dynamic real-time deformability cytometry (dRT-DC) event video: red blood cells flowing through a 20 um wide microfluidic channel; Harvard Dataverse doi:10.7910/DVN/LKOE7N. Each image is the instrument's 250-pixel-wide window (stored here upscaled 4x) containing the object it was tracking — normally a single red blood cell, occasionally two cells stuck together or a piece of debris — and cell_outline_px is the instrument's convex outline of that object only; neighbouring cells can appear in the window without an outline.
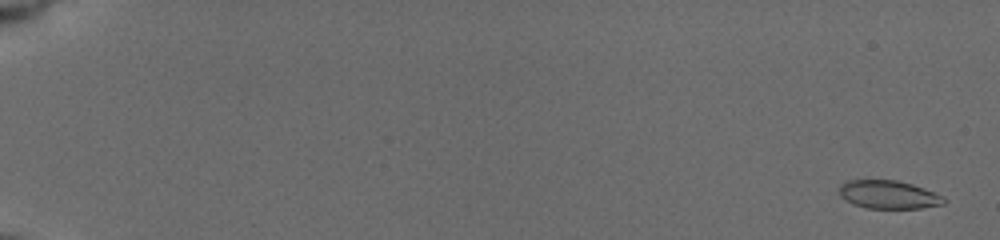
{"species": "common noctule bat (a hibernating species)", "species_latin": "Nyctalus noctula", "temperature_condition": "cold", "stored_images_in_passage": 57, "camera_frame_rate_fps": 3000, "um_per_image_px": 0.085, "animal": {"sex": "female", "body_mass_g": 19.5, "forearm_length_mm": 54.1}, "frame": {"image": 1, "passage_image": 2, "time_ms": 0.333, "image_size_px": [1000, 240], "cell_outline_px": [[948, 200], [944, 204], [920, 208], [868, 208], [852, 204], [840, 196], [840, 184], [844, 180], [896, 180], [912, 184], [924, 188], [944, 196]], "centroid_in_image_um": [75.54, 16.54], "position_along_channel_um": 9.5, "area_um2": 17.34}}
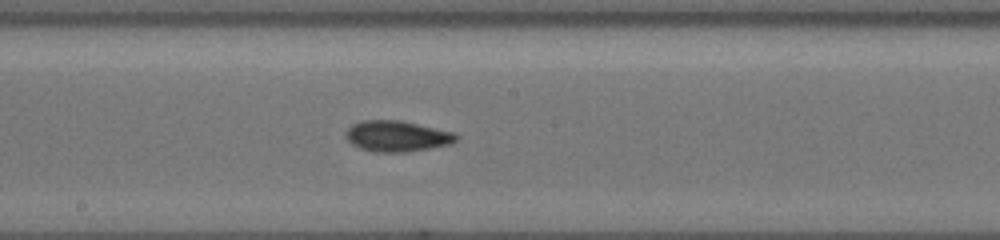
{"frame": {"image": 2, "passage_image": 34, "time_ms": 11.0, "image_size_px": [1000, 240], "cell_outline_px": [[460, 136], [452, 144], [404, 152], [376, 152], [360, 148], [352, 144], [344, 136], [344, 132], [352, 124], [360, 120], [400, 120], [452, 132]], "centroid_in_image_um": [33.7, 11.57], "position_along_channel_um": 214.5, "area_um2": 19.83}}
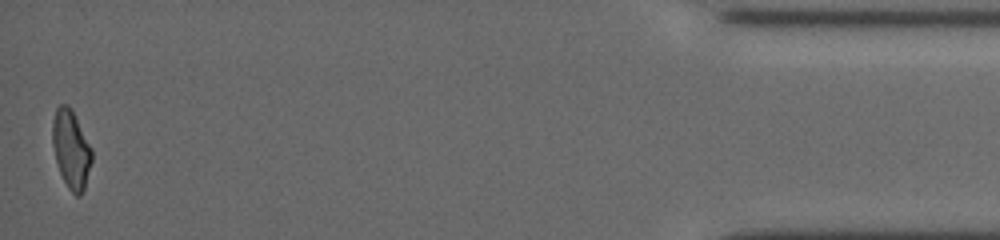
{"frame": {"image": 3, "passage_image": 57, "time_ms": 18.667, "image_size_px": [1000, 240], "cell_outline_px": [[92, 160], [84, 188], [80, 196], [76, 196], [68, 188], [60, 172], [56, 160], [52, 144], [52, 124], [56, 108], [60, 104], [68, 104], [72, 108], [92, 148]], "centroid_in_image_um": [6.04, 12.65], "position_along_channel_um": 429.2, "area_um2": 17.98}, "authors_computed_cell_mechanics": {"area_um2": 18.496, "velocity_mm_per_s": 3.7658, "shape_relaxation_time_tau1_ms": 6.0114, "shape_relaxation_time_tau2_ms": 2.6705, "deformation_change_tau1": 0.1379, "deformation_change_tau2": 0.0681}}